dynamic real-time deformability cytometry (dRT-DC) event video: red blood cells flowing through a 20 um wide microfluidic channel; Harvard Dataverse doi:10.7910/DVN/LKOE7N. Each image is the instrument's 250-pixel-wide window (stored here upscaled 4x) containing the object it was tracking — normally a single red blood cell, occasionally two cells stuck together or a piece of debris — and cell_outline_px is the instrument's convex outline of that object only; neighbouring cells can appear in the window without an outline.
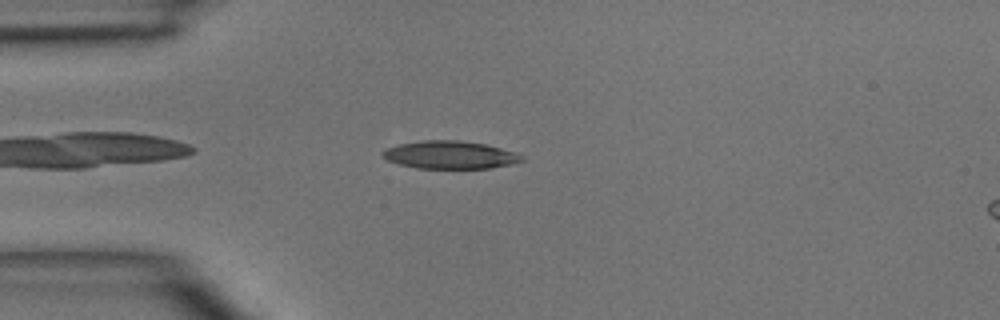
{"species": "common noctule bat (a hibernating species)", "species_latin": "Nyctalus noctula", "temperature_condition": "room temperature", "stored_images_in_passage": 37, "camera_frame_rate_fps": 3000, "um_per_image_px": 0.085, "animal": {"sex": "male", "body_mass_g": 15.6}, "frame": {"image": 1, "passage_image": 3, "time_ms": 0.667, "image_size_px": [1000, 320], "cell_outline_px": [[524, 160], [512, 164], [492, 168], [416, 168], [400, 164], [388, 160], [380, 156], [380, 152], [384, 148], [400, 144], [420, 140], [460, 140], [484, 144], [516, 152], [524, 156]], "centroid_in_image_um": [38.23, 13.16], "position_along_channel_um": 46.8, "area_um2": 22.72}}
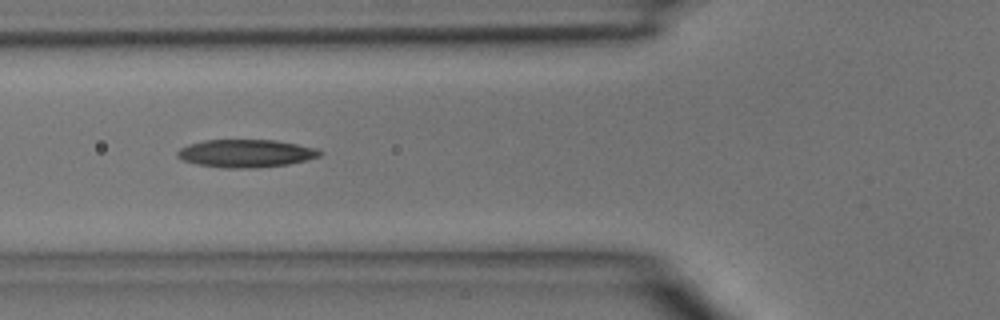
{"frame": {"image": 2, "passage_image": 8, "time_ms": 2.333, "image_size_px": [1000, 320], "cell_outline_px": [[324, 152], [320, 156], [308, 160], [288, 164], [256, 168], [224, 168], [196, 164], [184, 160], [176, 156], [176, 152], [180, 148], [188, 144], [204, 140], [276, 140], [316, 148]], "centroid_in_image_um": [20.9, 13.04], "position_along_channel_um": 104.9, "area_um2": 23.24}}
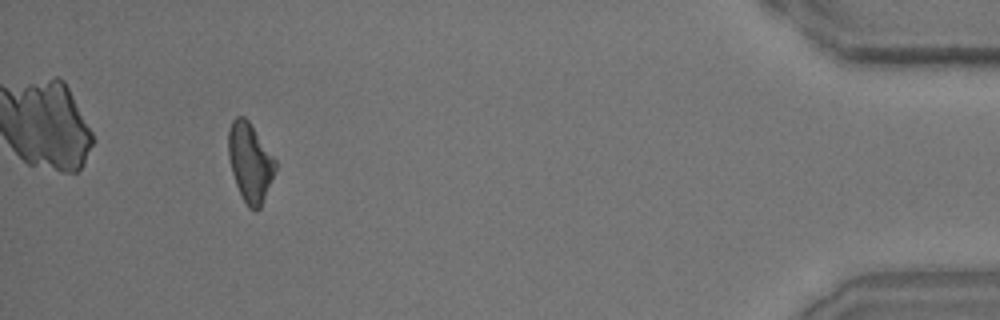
{"frame": {"image": 3, "passage_image": 34, "time_ms": 11.0, "image_size_px": [1000, 320], "cell_outline_px": [[276, 168], [260, 208], [256, 212], [248, 208], [236, 184], [232, 172], [228, 156], [228, 128], [232, 120], [236, 116], [244, 116], [248, 120], [276, 160]], "centroid_in_image_um": [21.23, 13.78], "position_along_channel_um": 414.0, "area_um2": 21.39}}